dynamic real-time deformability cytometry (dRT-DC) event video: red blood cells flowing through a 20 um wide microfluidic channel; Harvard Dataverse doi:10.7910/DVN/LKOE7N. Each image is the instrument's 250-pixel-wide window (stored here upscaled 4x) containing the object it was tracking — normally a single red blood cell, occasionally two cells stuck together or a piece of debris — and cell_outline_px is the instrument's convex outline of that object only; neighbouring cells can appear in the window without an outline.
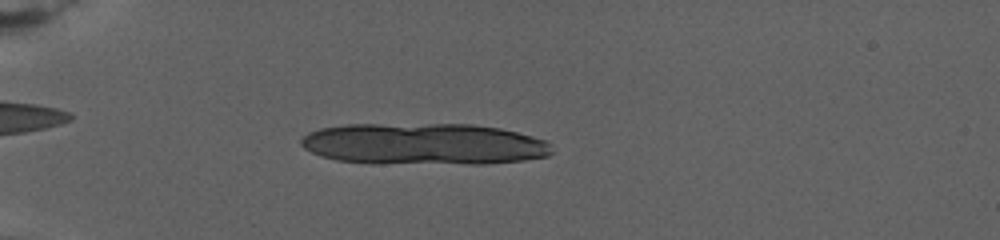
{"species": "human", "species_latin": "Homo sapiens", "temperature_condition": "warm", "stored_images_in_passage": 39, "camera_frame_rate_fps": 3000, "um_per_image_px": 0.085, "donor": {"sex": "female"}, "frame": {"image": 1, "passage_image": 34, "time_ms": 7.0, "image_size_px": [1000, 240], "cell_outline_px": [[552, 152], [548, 156], [524, 160], [484, 164], [468, 164], [336, 160], [312, 152], [304, 148], [300, 144], [300, 140], [308, 132], [320, 128], [348, 124], [472, 124], [500, 128], [532, 136], [544, 140], [548, 144]], "centroid_in_image_um": [36.06, 12.22], "position_along_channel_um": 48.9, "area_um2": 60.0}}